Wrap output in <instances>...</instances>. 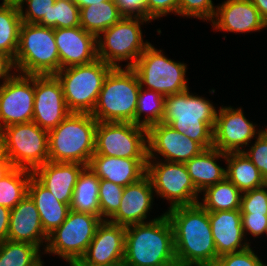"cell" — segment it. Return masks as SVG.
<instances>
[{
	"instance_id": "cell-43",
	"label": "cell",
	"mask_w": 267,
	"mask_h": 266,
	"mask_svg": "<svg viewBox=\"0 0 267 266\" xmlns=\"http://www.w3.org/2000/svg\"><path fill=\"white\" fill-rule=\"evenodd\" d=\"M169 12L179 14V0H147V20L156 19Z\"/></svg>"
},
{
	"instance_id": "cell-6",
	"label": "cell",
	"mask_w": 267,
	"mask_h": 266,
	"mask_svg": "<svg viewBox=\"0 0 267 266\" xmlns=\"http://www.w3.org/2000/svg\"><path fill=\"white\" fill-rule=\"evenodd\" d=\"M15 68L26 75H55L60 70V57L54 29L22 22Z\"/></svg>"
},
{
	"instance_id": "cell-14",
	"label": "cell",
	"mask_w": 267,
	"mask_h": 266,
	"mask_svg": "<svg viewBox=\"0 0 267 266\" xmlns=\"http://www.w3.org/2000/svg\"><path fill=\"white\" fill-rule=\"evenodd\" d=\"M34 97V75H13L3 81L0 85V129L32 122Z\"/></svg>"
},
{
	"instance_id": "cell-52",
	"label": "cell",
	"mask_w": 267,
	"mask_h": 266,
	"mask_svg": "<svg viewBox=\"0 0 267 266\" xmlns=\"http://www.w3.org/2000/svg\"><path fill=\"white\" fill-rule=\"evenodd\" d=\"M4 154L3 133L0 129V157Z\"/></svg>"
},
{
	"instance_id": "cell-2",
	"label": "cell",
	"mask_w": 267,
	"mask_h": 266,
	"mask_svg": "<svg viewBox=\"0 0 267 266\" xmlns=\"http://www.w3.org/2000/svg\"><path fill=\"white\" fill-rule=\"evenodd\" d=\"M176 261L173 229L165 213L126 227L123 266H167Z\"/></svg>"
},
{
	"instance_id": "cell-8",
	"label": "cell",
	"mask_w": 267,
	"mask_h": 266,
	"mask_svg": "<svg viewBox=\"0 0 267 266\" xmlns=\"http://www.w3.org/2000/svg\"><path fill=\"white\" fill-rule=\"evenodd\" d=\"M4 154L16 168L34 171L49 161L48 131L33 121L2 129Z\"/></svg>"
},
{
	"instance_id": "cell-22",
	"label": "cell",
	"mask_w": 267,
	"mask_h": 266,
	"mask_svg": "<svg viewBox=\"0 0 267 266\" xmlns=\"http://www.w3.org/2000/svg\"><path fill=\"white\" fill-rule=\"evenodd\" d=\"M85 167V165L80 163L48 161L36 168L33 171V176L58 201L70 205L75 184Z\"/></svg>"
},
{
	"instance_id": "cell-20",
	"label": "cell",
	"mask_w": 267,
	"mask_h": 266,
	"mask_svg": "<svg viewBox=\"0 0 267 266\" xmlns=\"http://www.w3.org/2000/svg\"><path fill=\"white\" fill-rule=\"evenodd\" d=\"M153 187L150 178L145 175L139 181L124 187L121 204L118 210L105 220L110 223L129 226L145 223L151 208Z\"/></svg>"
},
{
	"instance_id": "cell-18",
	"label": "cell",
	"mask_w": 267,
	"mask_h": 266,
	"mask_svg": "<svg viewBox=\"0 0 267 266\" xmlns=\"http://www.w3.org/2000/svg\"><path fill=\"white\" fill-rule=\"evenodd\" d=\"M255 127L244 117L241 108L222 107L216 115L213 147L224 153L242 152L241 147L254 137Z\"/></svg>"
},
{
	"instance_id": "cell-1",
	"label": "cell",
	"mask_w": 267,
	"mask_h": 266,
	"mask_svg": "<svg viewBox=\"0 0 267 266\" xmlns=\"http://www.w3.org/2000/svg\"><path fill=\"white\" fill-rule=\"evenodd\" d=\"M173 229L175 256L190 266H214L218 260L208 211L199 203L165 212Z\"/></svg>"
},
{
	"instance_id": "cell-44",
	"label": "cell",
	"mask_w": 267,
	"mask_h": 266,
	"mask_svg": "<svg viewBox=\"0 0 267 266\" xmlns=\"http://www.w3.org/2000/svg\"><path fill=\"white\" fill-rule=\"evenodd\" d=\"M115 3L123 17H140L147 19V0H115Z\"/></svg>"
},
{
	"instance_id": "cell-10",
	"label": "cell",
	"mask_w": 267,
	"mask_h": 266,
	"mask_svg": "<svg viewBox=\"0 0 267 266\" xmlns=\"http://www.w3.org/2000/svg\"><path fill=\"white\" fill-rule=\"evenodd\" d=\"M103 219L88 213L69 211L65 221L48 235L46 253H54L70 265L79 262Z\"/></svg>"
},
{
	"instance_id": "cell-33",
	"label": "cell",
	"mask_w": 267,
	"mask_h": 266,
	"mask_svg": "<svg viewBox=\"0 0 267 266\" xmlns=\"http://www.w3.org/2000/svg\"><path fill=\"white\" fill-rule=\"evenodd\" d=\"M32 175L30 170L14 167L1 179L0 205L13 209L28 194V183Z\"/></svg>"
},
{
	"instance_id": "cell-9",
	"label": "cell",
	"mask_w": 267,
	"mask_h": 266,
	"mask_svg": "<svg viewBox=\"0 0 267 266\" xmlns=\"http://www.w3.org/2000/svg\"><path fill=\"white\" fill-rule=\"evenodd\" d=\"M144 21L148 20L140 17H123L103 31V38L97 37V58L112 67H120L117 61L132 59L126 66L132 67L150 45L142 40L140 23Z\"/></svg>"
},
{
	"instance_id": "cell-21",
	"label": "cell",
	"mask_w": 267,
	"mask_h": 266,
	"mask_svg": "<svg viewBox=\"0 0 267 266\" xmlns=\"http://www.w3.org/2000/svg\"><path fill=\"white\" fill-rule=\"evenodd\" d=\"M8 240L31 243L38 248L43 240H48L36 204L29 194L11 209Z\"/></svg>"
},
{
	"instance_id": "cell-13",
	"label": "cell",
	"mask_w": 267,
	"mask_h": 266,
	"mask_svg": "<svg viewBox=\"0 0 267 266\" xmlns=\"http://www.w3.org/2000/svg\"><path fill=\"white\" fill-rule=\"evenodd\" d=\"M148 159L146 175L150 178L153 190L171 203L169 209L198 203V190L194 186L184 163L157 162Z\"/></svg>"
},
{
	"instance_id": "cell-7",
	"label": "cell",
	"mask_w": 267,
	"mask_h": 266,
	"mask_svg": "<svg viewBox=\"0 0 267 266\" xmlns=\"http://www.w3.org/2000/svg\"><path fill=\"white\" fill-rule=\"evenodd\" d=\"M113 67L100 59L85 65L60 69L55 76L60 81L65 103L70 112L92 113L105 77Z\"/></svg>"
},
{
	"instance_id": "cell-39",
	"label": "cell",
	"mask_w": 267,
	"mask_h": 266,
	"mask_svg": "<svg viewBox=\"0 0 267 266\" xmlns=\"http://www.w3.org/2000/svg\"><path fill=\"white\" fill-rule=\"evenodd\" d=\"M267 185L243 192L241 215H267Z\"/></svg>"
},
{
	"instance_id": "cell-34",
	"label": "cell",
	"mask_w": 267,
	"mask_h": 266,
	"mask_svg": "<svg viewBox=\"0 0 267 266\" xmlns=\"http://www.w3.org/2000/svg\"><path fill=\"white\" fill-rule=\"evenodd\" d=\"M39 248L31 243L0 241V266H39Z\"/></svg>"
},
{
	"instance_id": "cell-11",
	"label": "cell",
	"mask_w": 267,
	"mask_h": 266,
	"mask_svg": "<svg viewBox=\"0 0 267 266\" xmlns=\"http://www.w3.org/2000/svg\"><path fill=\"white\" fill-rule=\"evenodd\" d=\"M151 44L131 67L137 74L141 87L169 96L188 89L185 79L186 65L166 58Z\"/></svg>"
},
{
	"instance_id": "cell-16",
	"label": "cell",
	"mask_w": 267,
	"mask_h": 266,
	"mask_svg": "<svg viewBox=\"0 0 267 266\" xmlns=\"http://www.w3.org/2000/svg\"><path fill=\"white\" fill-rule=\"evenodd\" d=\"M126 227L103 220L79 260L81 266H123Z\"/></svg>"
},
{
	"instance_id": "cell-37",
	"label": "cell",
	"mask_w": 267,
	"mask_h": 266,
	"mask_svg": "<svg viewBox=\"0 0 267 266\" xmlns=\"http://www.w3.org/2000/svg\"><path fill=\"white\" fill-rule=\"evenodd\" d=\"M124 187L111 181L100 179L99 204L100 217H111L119 208Z\"/></svg>"
},
{
	"instance_id": "cell-4",
	"label": "cell",
	"mask_w": 267,
	"mask_h": 266,
	"mask_svg": "<svg viewBox=\"0 0 267 266\" xmlns=\"http://www.w3.org/2000/svg\"><path fill=\"white\" fill-rule=\"evenodd\" d=\"M97 122L91 113L71 112L48 131L49 161L88 166L95 150Z\"/></svg>"
},
{
	"instance_id": "cell-35",
	"label": "cell",
	"mask_w": 267,
	"mask_h": 266,
	"mask_svg": "<svg viewBox=\"0 0 267 266\" xmlns=\"http://www.w3.org/2000/svg\"><path fill=\"white\" fill-rule=\"evenodd\" d=\"M165 98L166 96L159 92L148 89L144 91L142 87H140L135 112V125L148 129L151 126L162 122ZM144 112H147L149 115L147 114L146 118L140 121L141 115Z\"/></svg>"
},
{
	"instance_id": "cell-23",
	"label": "cell",
	"mask_w": 267,
	"mask_h": 266,
	"mask_svg": "<svg viewBox=\"0 0 267 266\" xmlns=\"http://www.w3.org/2000/svg\"><path fill=\"white\" fill-rule=\"evenodd\" d=\"M220 6L214 15L216 20L211 21L217 29L245 33L265 28V21L250 0H227Z\"/></svg>"
},
{
	"instance_id": "cell-27",
	"label": "cell",
	"mask_w": 267,
	"mask_h": 266,
	"mask_svg": "<svg viewBox=\"0 0 267 266\" xmlns=\"http://www.w3.org/2000/svg\"><path fill=\"white\" fill-rule=\"evenodd\" d=\"M226 155L227 153L212 147L204 149L199 155L184 163L198 192L204 191L226 177L225 168L216 163L217 158L225 159Z\"/></svg>"
},
{
	"instance_id": "cell-47",
	"label": "cell",
	"mask_w": 267,
	"mask_h": 266,
	"mask_svg": "<svg viewBox=\"0 0 267 266\" xmlns=\"http://www.w3.org/2000/svg\"><path fill=\"white\" fill-rule=\"evenodd\" d=\"M11 210L0 205V241L8 240Z\"/></svg>"
},
{
	"instance_id": "cell-15",
	"label": "cell",
	"mask_w": 267,
	"mask_h": 266,
	"mask_svg": "<svg viewBox=\"0 0 267 266\" xmlns=\"http://www.w3.org/2000/svg\"><path fill=\"white\" fill-rule=\"evenodd\" d=\"M34 93L33 122L40 128L50 131L71 113L55 75H34Z\"/></svg>"
},
{
	"instance_id": "cell-49",
	"label": "cell",
	"mask_w": 267,
	"mask_h": 266,
	"mask_svg": "<svg viewBox=\"0 0 267 266\" xmlns=\"http://www.w3.org/2000/svg\"><path fill=\"white\" fill-rule=\"evenodd\" d=\"M259 11L261 18L267 20V0H250Z\"/></svg>"
},
{
	"instance_id": "cell-36",
	"label": "cell",
	"mask_w": 267,
	"mask_h": 266,
	"mask_svg": "<svg viewBox=\"0 0 267 266\" xmlns=\"http://www.w3.org/2000/svg\"><path fill=\"white\" fill-rule=\"evenodd\" d=\"M80 26V8L73 0H56L49 11V27L72 28Z\"/></svg>"
},
{
	"instance_id": "cell-46",
	"label": "cell",
	"mask_w": 267,
	"mask_h": 266,
	"mask_svg": "<svg viewBox=\"0 0 267 266\" xmlns=\"http://www.w3.org/2000/svg\"><path fill=\"white\" fill-rule=\"evenodd\" d=\"M15 68L14 59L5 52L0 51V79L4 78V82L9 80L13 75L9 72Z\"/></svg>"
},
{
	"instance_id": "cell-54",
	"label": "cell",
	"mask_w": 267,
	"mask_h": 266,
	"mask_svg": "<svg viewBox=\"0 0 267 266\" xmlns=\"http://www.w3.org/2000/svg\"><path fill=\"white\" fill-rule=\"evenodd\" d=\"M70 266H81V265L78 262H76V263H74V264H72Z\"/></svg>"
},
{
	"instance_id": "cell-50",
	"label": "cell",
	"mask_w": 267,
	"mask_h": 266,
	"mask_svg": "<svg viewBox=\"0 0 267 266\" xmlns=\"http://www.w3.org/2000/svg\"><path fill=\"white\" fill-rule=\"evenodd\" d=\"M79 8L87 7L90 5H95L97 7L98 4H102L103 1L107 0H73Z\"/></svg>"
},
{
	"instance_id": "cell-42",
	"label": "cell",
	"mask_w": 267,
	"mask_h": 266,
	"mask_svg": "<svg viewBox=\"0 0 267 266\" xmlns=\"http://www.w3.org/2000/svg\"><path fill=\"white\" fill-rule=\"evenodd\" d=\"M214 266H266L250 246L244 250L224 254L218 257Z\"/></svg>"
},
{
	"instance_id": "cell-53",
	"label": "cell",
	"mask_w": 267,
	"mask_h": 266,
	"mask_svg": "<svg viewBox=\"0 0 267 266\" xmlns=\"http://www.w3.org/2000/svg\"><path fill=\"white\" fill-rule=\"evenodd\" d=\"M167 266H190V265H186L184 263L176 261V262H174V263H172L170 265H167Z\"/></svg>"
},
{
	"instance_id": "cell-3",
	"label": "cell",
	"mask_w": 267,
	"mask_h": 266,
	"mask_svg": "<svg viewBox=\"0 0 267 266\" xmlns=\"http://www.w3.org/2000/svg\"><path fill=\"white\" fill-rule=\"evenodd\" d=\"M188 91L166 96L162 123L198 142L204 149L212 148L217 111L208 100Z\"/></svg>"
},
{
	"instance_id": "cell-26",
	"label": "cell",
	"mask_w": 267,
	"mask_h": 266,
	"mask_svg": "<svg viewBox=\"0 0 267 266\" xmlns=\"http://www.w3.org/2000/svg\"><path fill=\"white\" fill-rule=\"evenodd\" d=\"M28 194L36 204L45 233L49 235L65 221L70 205L58 201L33 175L28 183Z\"/></svg>"
},
{
	"instance_id": "cell-48",
	"label": "cell",
	"mask_w": 267,
	"mask_h": 266,
	"mask_svg": "<svg viewBox=\"0 0 267 266\" xmlns=\"http://www.w3.org/2000/svg\"><path fill=\"white\" fill-rule=\"evenodd\" d=\"M13 168L14 166L11 161L5 156V154H3L0 157V180L3 179Z\"/></svg>"
},
{
	"instance_id": "cell-12",
	"label": "cell",
	"mask_w": 267,
	"mask_h": 266,
	"mask_svg": "<svg viewBox=\"0 0 267 266\" xmlns=\"http://www.w3.org/2000/svg\"><path fill=\"white\" fill-rule=\"evenodd\" d=\"M93 155L148 159L147 129L131 122H97Z\"/></svg>"
},
{
	"instance_id": "cell-28",
	"label": "cell",
	"mask_w": 267,
	"mask_h": 266,
	"mask_svg": "<svg viewBox=\"0 0 267 266\" xmlns=\"http://www.w3.org/2000/svg\"><path fill=\"white\" fill-rule=\"evenodd\" d=\"M226 178L242 193L263 187L267 181L261 172L243 152H230L226 155Z\"/></svg>"
},
{
	"instance_id": "cell-29",
	"label": "cell",
	"mask_w": 267,
	"mask_h": 266,
	"mask_svg": "<svg viewBox=\"0 0 267 266\" xmlns=\"http://www.w3.org/2000/svg\"><path fill=\"white\" fill-rule=\"evenodd\" d=\"M99 183L100 178L86 166L75 184L70 210L100 217Z\"/></svg>"
},
{
	"instance_id": "cell-40",
	"label": "cell",
	"mask_w": 267,
	"mask_h": 266,
	"mask_svg": "<svg viewBox=\"0 0 267 266\" xmlns=\"http://www.w3.org/2000/svg\"><path fill=\"white\" fill-rule=\"evenodd\" d=\"M215 10L212 0H179V14L183 16L212 21Z\"/></svg>"
},
{
	"instance_id": "cell-30",
	"label": "cell",
	"mask_w": 267,
	"mask_h": 266,
	"mask_svg": "<svg viewBox=\"0 0 267 266\" xmlns=\"http://www.w3.org/2000/svg\"><path fill=\"white\" fill-rule=\"evenodd\" d=\"M123 16L120 14L115 0L103 1L102 4L90 5L80 8V26L96 37L120 21Z\"/></svg>"
},
{
	"instance_id": "cell-41",
	"label": "cell",
	"mask_w": 267,
	"mask_h": 266,
	"mask_svg": "<svg viewBox=\"0 0 267 266\" xmlns=\"http://www.w3.org/2000/svg\"><path fill=\"white\" fill-rule=\"evenodd\" d=\"M242 152L251 160L267 181V129L258 132L257 140L249 152Z\"/></svg>"
},
{
	"instance_id": "cell-32",
	"label": "cell",
	"mask_w": 267,
	"mask_h": 266,
	"mask_svg": "<svg viewBox=\"0 0 267 266\" xmlns=\"http://www.w3.org/2000/svg\"><path fill=\"white\" fill-rule=\"evenodd\" d=\"M22 19L16 5L2 3L0 5V51L13 59L18 48Z\"/></svg>"
},
{
	"instance_id": "cell-17",
	"label": "cell",
	"mask_w": 267,
	"mask_h": 266,
	"mask_svg": "<svg viewBox=\"0 0 267 266\" xmlns=\"http://www.w3.org/2000/svg\"><path fill=\"white\" fill-rule=\"evenodd\" d=\"M147 143L148 159H154L157 152L168 162L185 163L204 150L198 142L162 122L147 129Z\"/></svg>"
},
{
	"instance_id": "cell-25",
	"label": "cell",
	"mask_w": 267,
	"mask_h": 266,
	"mask_svg": "<svg viewBox=\"0 0 267 266\" xmlns=\"http://www.w3.org/2000/svg\"><path fill=\"white\" fill-rule=\"evenodd\" d=\"M208 216L218 256L250 246L247 242L241 244L245 235L240 210L208 212Z\"/></svg>"
},
{
	"instance_id": "cell-31",
	"label": "cell",
	"mask_w": 267,
	"mask_h": 266,
	"mask_svg": "<svg viewBox=\"0 0 267 266\" xmlns=\"http://www.w3.org/2000/svg\"><path fill=\"white\" fill-rule=\"evenodd\" d=\"M204 191L203 203H198L208 212L240 210L242 192L226 177Z\"/></svg>"
},
{
	"instance_id": "cell-24",
	"label": "cell",
	"mask_w": 267,
	"mask_h": 266,
	"mask_svg": "<svg viewBox=\"0 0 267 266\" xmlns=\"http://www.w3.org/2000/svg\"><path fill=\"white\" fill-rule=\"evenodd\" d=\"M148 159L93 155L88 167L100 178L120 186L139 181L146 175Z\"/></svg>"
},
{
	"instance_id": "cell-51",
	"label": "cell",
	"mask_w": 267,
	"mask_h": 266,
	"mask_svg": "<svg viewBox=\"0 0 267 266\" xmlns=\"http://www.w3.org/2000/svg\"><path fill=\"white\" fill-rule=\"evenodd\" d=\"M24 0H3V3L19 6Z\"/></svg>"
},
{
	"instance_id": "cell-45",
	"label": "cell",
	"mask_w": 267,
	"mask_h": 266,
	"mask_svg": "<svg viewBox=\"0 0 267 266\" xmlns=\"http://www.w3.org/2000/svg\"><path fill=\"white\" fill-rule=\"evenodd\" d=\"M243 232L249 231L253 236L267 234V215H241Z\"/></svg>"
},
{
	"instance_id": "cell-38",
	"label": "cell",
	"mask_w": 267,
	"mask_h": 266,
	"mask_svg": "<svg viewBox=\"0 0 267 266\" xmlns=\"http://www.w3.org/2000/svg\"><path fill=\"white\" fill-rule=\"evenodd\" d=\"M55 1L56 0H24L18 6L22 22L49 27V11L55 4ZM24 2L28 4L25 14L23 11Z\"/></svg>"
},
{
	"instance_id": "cell-5",
	"label": "cell",
	"mask_w": 267,
	"mask_h": 266,
	"mask_svg": "<svg viewBox=\"0 0 267 266\" xmlns=\"http://www.w3.org/2000/svg\"><path fill=\"white\" fill-rule=\"evenodd\" d=\"M140 82L131 67H113L104 79L96 106L91 113L98 122H131L135 112Z\"/></svg>"
},
{
	"instance_id": "cell-19",
	"label": "cell",
	"mask_w": 267,
	"mask_h": 266,
	"mask_svg": "<svg viewBox=\"0 0 267 266\" xmlns=\"http://www.w3.org/2000/svg\"><path fill=\"white\" fill-rule=\"evenodd\" d=\"M60 57V69L85 65L97 58V37L81 26L54 29Z\"/></svg>"
}]
</instances>
